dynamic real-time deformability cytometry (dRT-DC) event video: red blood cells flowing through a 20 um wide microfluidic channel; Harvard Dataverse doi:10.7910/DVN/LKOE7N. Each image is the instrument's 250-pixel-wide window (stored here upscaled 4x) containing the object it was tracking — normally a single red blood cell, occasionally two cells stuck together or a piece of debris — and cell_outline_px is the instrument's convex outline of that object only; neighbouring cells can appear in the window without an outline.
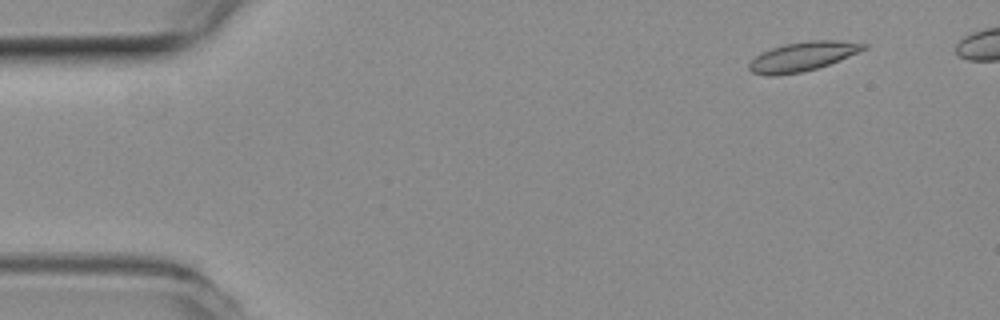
{"species": "common noctule bat (a hibernating species)", "species_latin": "Nyctalus noctula", "temperature_condition": "room temperature", "stored_images_in_passage": 6, "camera_frame_rate_fps": 3000, "um_per_image_px": 0.085, "animal": {"sex": "female", "body_mass_g": 19.3, "forearm_length_mm": 54.1}, "frame": {"image": 1, "passage_image": 2, "time_ms": 0.333, "image_size_px": [1000, 320], "cell_outline_px": [[868, 48], [840, 60], [816, 68], [800, 72], [772, 76], [768, 76], [752, 72], [748, 68], [748, 64], [756, 56], [772, 48], [784, 44], [812, 40], [840, 40], [868, 44]], "centroid_in_image_um": [68.25, 4.79], "position_along_channel_um": 16.8, "area_um2": 19.31}}